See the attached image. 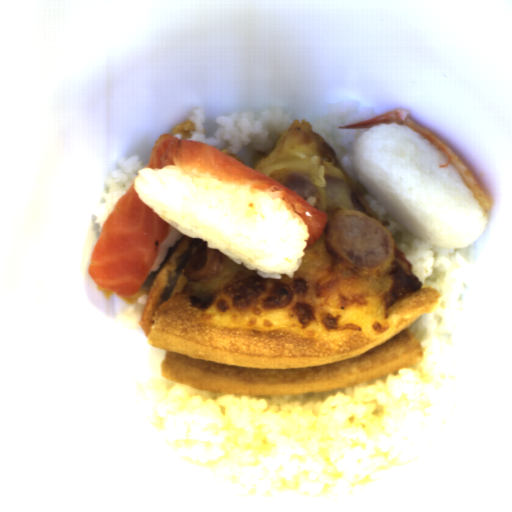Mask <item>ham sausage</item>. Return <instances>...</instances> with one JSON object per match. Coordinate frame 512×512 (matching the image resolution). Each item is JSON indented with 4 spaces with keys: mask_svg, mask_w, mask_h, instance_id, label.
<instances>
[{
    "mask_svg": "<svg viewBox=\"0 0 512 512\" xmlns=\"http://www.w3.org/2000/svg\"><path fill=\"white\" fill-rule=\"evenodd\" d=\"M324 244L334 258L364 276L387 269L396 254L394 236L382 222L346 208L330 219Z\"/></svg>",
    "mask_w": 512,
    "mask_h": 512,
    "instance_id": "obj_1",
    "label": "ham sausage"
},
{
    "mask_svg": "<svg viewBox=\"0 0 512 512\" xmlns=\"http://www.w3.org/2000/svg\"><path fill=\"white\" fill-rule=\"evenodd\" d=\"M223 260V252L209 248L208 244L199 246L188 258L183 274L189 283L213 278Z\"/></svg>",
    "mask_w": 512,
    "mask_h": 512,
    "instance_id": "obj_2",
    "label": "ham sausage"
},
{
    "mask_svg": "<svg viewBox=\"0 0 512 512\" xmlns=\"http://www.w3.org/2000/svg\"><path fill=\"white\" fill-rule=\"evenodd\" d=\"M279 184H282L296 192L308 204L319 211L324 209V197L316 185L299 175L286 177Z\"/></svg>",
    "mask_w": 512,
    "mask_h": 512,
    "instance_id": "obj_3",
    "label": "ham sausage"
}]
</instances>
